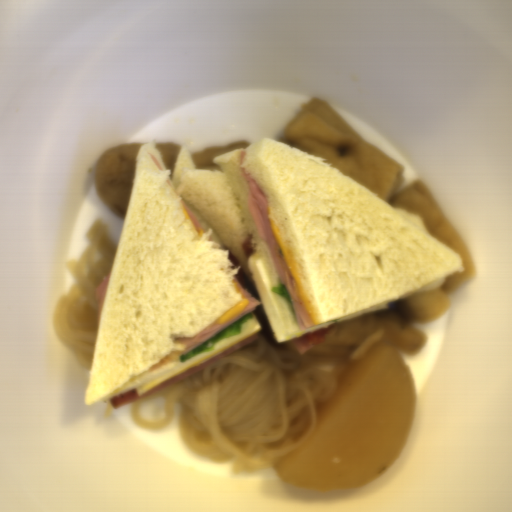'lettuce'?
Returning <instances> with one entry per match:
<instances>
[{"label": "lettuce", "instance_id": "494a5c6d", "mask_svg": "<svg viewBox=\"0 0 512 512\" xmlns=\"http://www.w3.org/2000/svg\"><path fill=\"white\" fill-rule=\"evenodd\" d=\"M271 291H272V293H276L280 296H283L286 301H288L290 304H293V302L291 300V295L287 291L286 286H285V284L282 283V281H280L278 286H272Z\"/></svg>", "mask_w": 512, "mask_h": 512}, {"label": "lettuce", "instance_id": "9fb2a089", "mask_svg": "<svg viewBox=\"0 0 512 512\" xmlns=\"http://www.w3.org/2000/svg\"><path fill=\"white\" fill-rule=\"evenodd\" d=\"M252 317V314L248 312L246 315H244L243 317H241L228 327L224 328L223 330L219 331L218 333L214 334L213 336L209 337L208 339L203 341L201 344H199L189 352L179 355L180 363L184 364L191 358L199 354H202L203 352L214 351V344L218 343L222 339L231 338L235 335H240L243 323L247 322L248 319H252Z\"/></svg>", "mask_w": 512, "mask_h": 512}]
</instances>
